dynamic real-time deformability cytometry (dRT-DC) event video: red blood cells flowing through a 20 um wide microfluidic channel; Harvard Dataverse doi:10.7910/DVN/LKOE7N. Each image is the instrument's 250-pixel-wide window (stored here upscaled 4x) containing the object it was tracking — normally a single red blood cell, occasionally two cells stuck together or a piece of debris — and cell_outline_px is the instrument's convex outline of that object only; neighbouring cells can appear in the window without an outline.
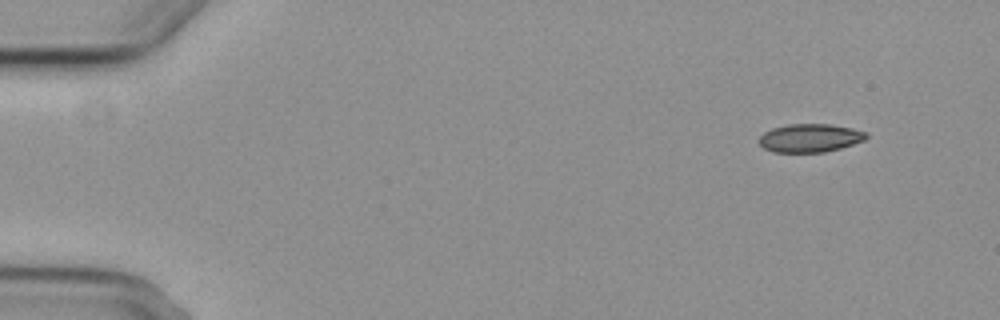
{"species": "common noctule bat (a hibernating species)", "species_latin": "Nyctalus noctula", "temperature_condition": "cold", "stored_images_in_passage": 7, "camera_frame_rate_fps": 3000, "um_per_image_px": 0.085, "animal": {"sex": "female", "body_mass_g": 29.2, "forearm_length_mm": 56.3}, "frame": {"image": 1, "passage_image": 1, "time_ms": 0.0, "image_size_px": [1000, 320], "cell_outline_px": [[868, 136], [864, 140], [840, 148], [824, 152], [772, 152], [764, 148], [756, 140], [764, 132], [772, 128], [788, 124], [828, 124], [852, 128], [868, 132]], "centroid_in_image_um": [68.82, 11.73], "position_along_channel_um": 16.2, "area_um2": 17.74}}
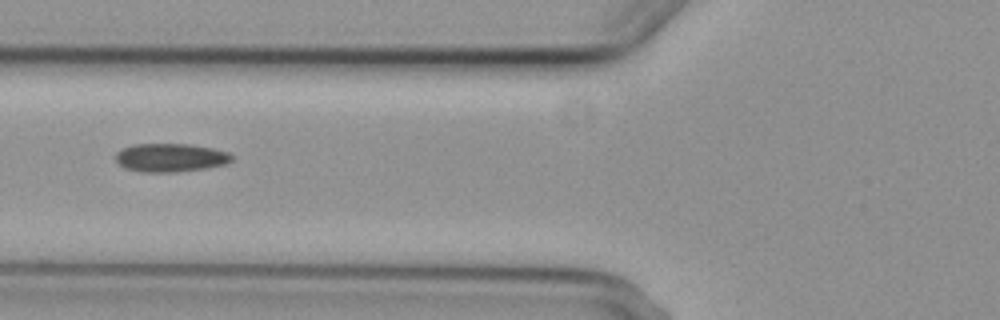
{"frame": {"image": 2, "passage_image": 5, "time_ms": 5.667, "image_size_px": [1000, 320], "cell_outline_px": [[232, 160], [224, 164], [208, 168], [176, 172], [144, 172], [124, 168], [116, 160], [116, 152], [132, 144], [192, 144], [212, 148], [228, 152], [232, 156]], "centroid_in_image_um": [14.49, 13.4], "position_along_channel_um": 111.3, "area_um2": 19.25}}
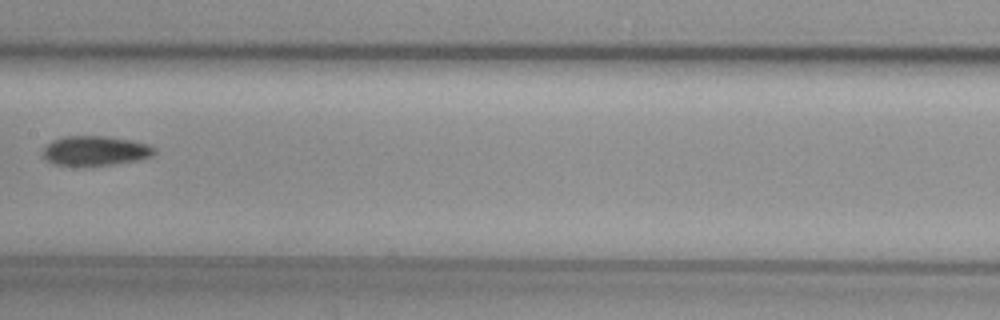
{"frame": {"image": 3, "passage_image": 7, "time_ms": 8.0, "image_size_px": [1000, 320], "cell_outline_px": [[156, 152], [152, 156], [136, 160], [116, 164], [52, 164], [44, 160], [40, 156], [40, 152], [52, 140], [64, 136], [104, 136], [132, 140], [148, 144], [156, 148]], "centroid_in_image_um": [8.07, 12.8], "position_along_channel_um": 199.3, "area_um2": 19.19}}